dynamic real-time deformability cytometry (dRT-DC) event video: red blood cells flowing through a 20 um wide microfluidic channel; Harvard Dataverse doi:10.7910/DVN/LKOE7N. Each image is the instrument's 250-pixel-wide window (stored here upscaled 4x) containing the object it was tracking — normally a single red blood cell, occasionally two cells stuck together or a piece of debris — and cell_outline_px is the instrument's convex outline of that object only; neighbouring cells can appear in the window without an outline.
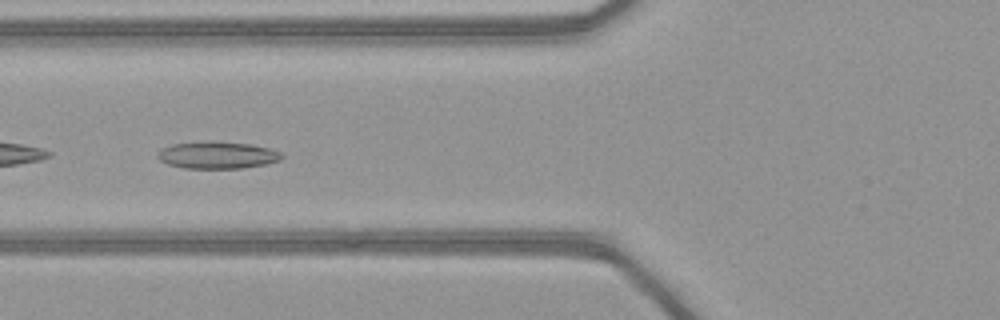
{"species": "common noctule bat (a hibernating species)", "species_latin": "Nyctalus noctula", "temperature_condition": "warm", "stored_images_in_passage": 51, "camera_frame_rate_fps": 3000, "um_per_image_px": 0.085, "animal": {"sex": "female", "body_mass_g": 21.9}, "frame": {"image": 1, "passage_image": 21, "time_ms": 6.667, "image_size_px": [1000, 320], "cell_outline_px": [[284, 156], [280, 160], [264, 164], [244, 168], [184, 168], [168, 164], [160, 160], [156, 156], [156, 152], [160, 148], [172, 144], [208, 140], [212, 140], [252, 144], [268, 148], [280, 152]], "centroid_in_image_um": [18.43, 13.16], "position_along_channel_um": 107.4, "area_um2": 19.88}}
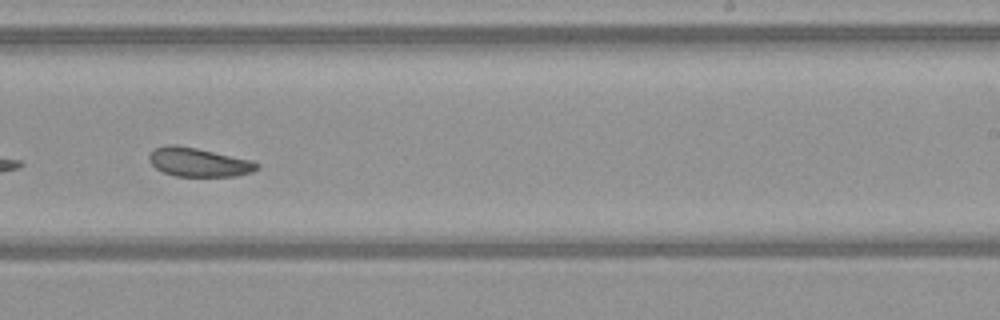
{"frame": {"image": 2, "passage_image": 33, "time_ms": 10.667, "image_size_px": [1000, 320], "cell_outline_px": [[260, 168], [252, 172], [236, 176], [176, 176], [164, 172], [156, 168], [148, 160], [148, 156], [156, 148], [164, 144], [176, 144], [196, 148], [252, 160], [260, 164]], "centroid_in_image_um": [16.9, 13.78], "position_along_channel_um": 272.1, "area_um2": 18.15}}
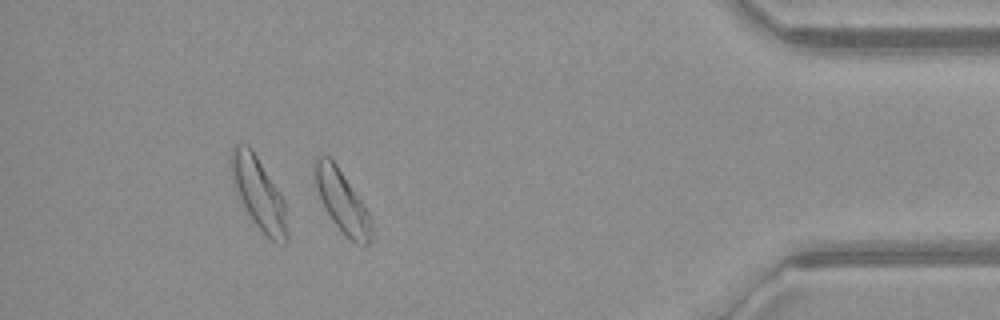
{"frame": {"image": 3, "passage_image": 46, "time_ms": 15.0, "image_size_px": [1000, 320], "cell_outline_px": [[372, 240], [364, 248], [348, 240], [344, 236], [332, 220], [324, 208], [320, 200], [312, 176], [312, 160], [320, 152], [328, 156], [336, 164], [368, 212], [372, 220]], "centroid_in_image_um": [29.02, 17.12], "position_along_channel_um": 406.2, "area_um2": 21.21}, "authors_computed_cell_mechanics": {"area_um2": 21.2126, "velocity_mm_per_s": 4.1085, "shape_relaxation_time_tau1_ms": 8.643, "shape_relaxation_time_tau2_ms": 4.5175, "deformation_change_tau1": 0.1293, "deformation_change_tau2": 0.1203}}